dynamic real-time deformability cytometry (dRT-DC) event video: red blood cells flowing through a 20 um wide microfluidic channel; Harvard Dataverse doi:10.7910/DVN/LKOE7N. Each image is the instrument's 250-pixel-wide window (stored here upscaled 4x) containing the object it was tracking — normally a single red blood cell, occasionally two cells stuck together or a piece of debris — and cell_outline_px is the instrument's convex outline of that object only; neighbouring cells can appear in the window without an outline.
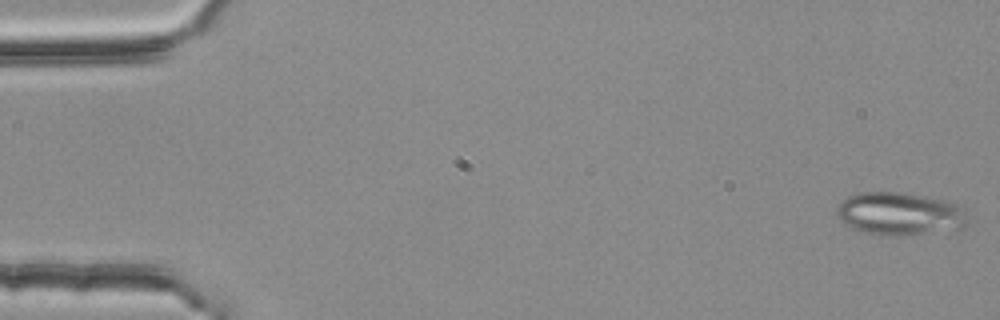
{"species": "common noctule bat (a hibernating species)", "species_latin": "Nyctalus noctula", "temperature_condition": "room temperature", "stored_images_in_passage": 54, "camera_frame_rate_fps": 3000, "um_per_image_px": 0.085, "animal": {"sex": "female", "body_mass_g": 25.1}, "frame": {"image": 1, "passage_image": 1, "time_ms": 0.0, "image_size_px": [1000, 320], "cell_outline_px": [[968, 224], [960, 228], [900, 236], [880, 236], [864, 232], [852, 228], [844, 224], [836, 216], [836, 208], [848, 196], [856, 192], [900, 192], [924, 196], [944, 200], [956, 204], [964, 208]], "centroid_in_image_um": [76.44, 18.17], "position_along_channel_um": 8.6, "area_um2": 32.83}}
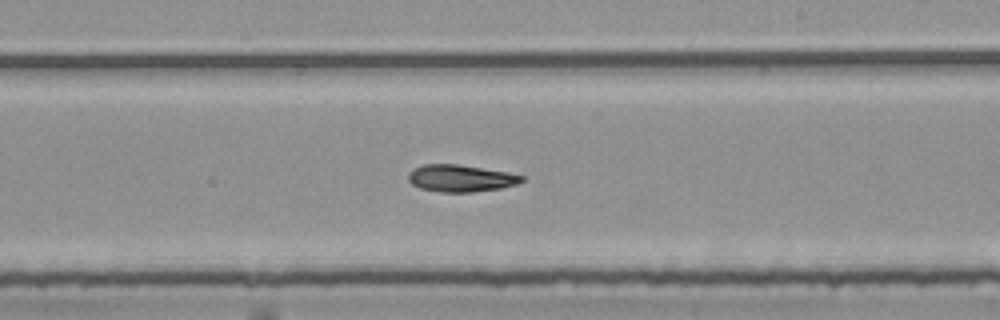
{"frame": {"image": 2, "passage_image": 32, "time_ms": 10.333, "image_size_px": [1000, 320], "cell_outline_px": [[524, 180], [516, 184], [500, 188], [472, 192], [440, 192], [420, 188], [412, 184], [408, 180], [408, 172], [412, 168], [424, 164], [456, 164], [508, 172], [524, 176]], "centroid_in_image_um": [39.12, 15.15], "position_along_channel_um": 249.9, "area_um2": 17.86}}
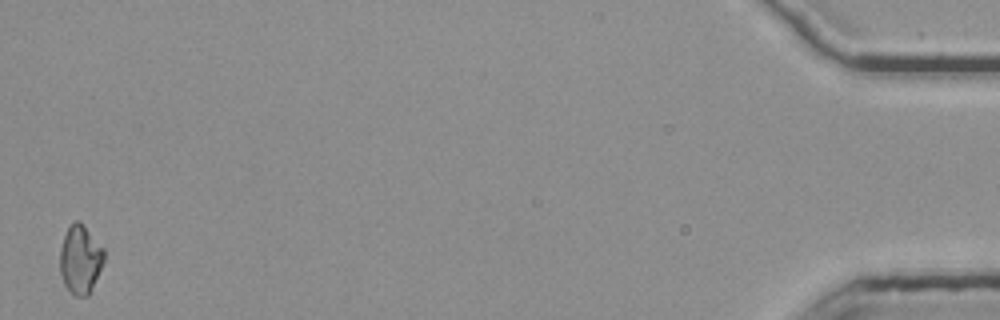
{"frame": {"image": 3, "passage_image": 54, "time_ms": 17.667, "image_size_px": [1000, 320], "cell_outline_px": [[104, 260], [88, 296], [72, 296], [64, 284], [60, 272], [60, 248], [64, 236], [68, 228], [76, 220], [104, 248]], "centroid_in_image_um": [6.8, 22.11], "position_along_channel_um": 428.4, "area_um2": 17.17}, "authors_computed_cell_mechanics": {"area_um2": 18.0914, "velocity_mm_per_s": 3.7449, "shape_relaxation_time_tau1_ms": null, "shape_relaxation_time_tau2_ms": 6.5465, "deformation_change_tau1": null, "deformation_change_tau2": 0.1372}}